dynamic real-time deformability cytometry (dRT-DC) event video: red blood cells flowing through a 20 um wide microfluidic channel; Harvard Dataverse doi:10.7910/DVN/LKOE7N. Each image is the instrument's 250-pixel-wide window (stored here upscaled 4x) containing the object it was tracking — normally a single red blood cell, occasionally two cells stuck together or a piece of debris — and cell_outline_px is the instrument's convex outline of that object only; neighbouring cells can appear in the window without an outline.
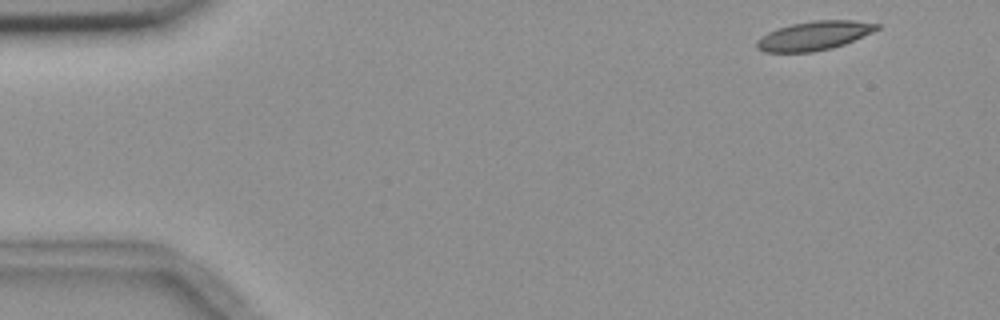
{"species": "common noctule bat (a hibernating species)", "species_latin": "Nyctalus noctula", "temperature_condition": "room temperature", "stored_images_in_passage": 4, "camera_frame_rate_fps": 3000, "um_per_image_px": 0.085, "animal": {"sex": "female", "body_mass_g": 18.4}, "frame": {"image": 1, "passage_image": 1, "time_ms": 0.0, "image_size_px": [1000, 320], "cell_outline_px": [[880, 28], [872, 32], [844, 44], [832, 48], [812, 52], [764, 52], [756, 48], [756, 40], [760, 36], [776, 28], [792, 24], [812, 20], [852, 20], [880, 24]], "centroid_in_image_um": [69.16, 3.03], "position_along_channel_um": 15.8, "area_um2": 20.35}}
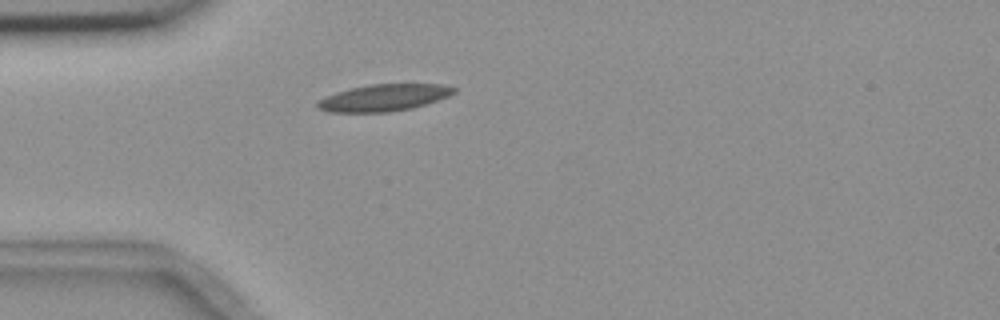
{"frame": {"image": 2, "passage_image": 4, "time_ms": 3.667, "image_size_px": [1000, 320], "cell_outline_px": [[456, 92], [448, 96], [412, 108], [388, 112], [328, 112], [316, 108], [316, 104], [320, 100], [336, 92], [348, 88], [372, 84], [440, 84], [456, 88]], "centroid_in_image_um": [32.6, 8.3], "position_along_channel_um": 52.4, "area_um2": 21.15}}